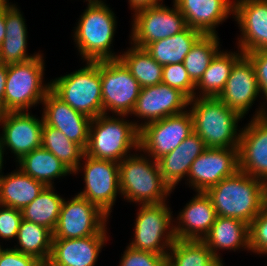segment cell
Instances as JSON below:
<instances>
[{"label":"cell","mask_w":267,"mask_h":266,"mask_svg":"<svg viewBox=\"0 0 267 266\" xmlns=\"http://www.w3.org/2000/svg\"><path fill=\"white\" fill-rule=\"evenodd\" d=\"M213 257L202 240L176 239L167 254L171 266H204Z\"/></svg>","instance_id":"obj_36"},{"label":"cell","mask_w":267,"mask_h":266,"mask_svg":"<svg viewBox=\"0 0 267 266\" xmlns=\"http://www.w3.org/2000/svg\"><path fill=\"white\" fill-rule=\"evenodd\" d=\"M134 222L131 248L167 255L175 242L174 218L166 201L158 204H139Z\"/></svg>","instance_id":"obj_8"},{"label":"cell","mask_w":267,"mask_h":266,"mask_svg":"<svg viewBox=\"0 0 267 266\" xmlns=\"http://www.w3.org/2000/svg\"><path fill=\"white\" fill-rule=\"evenodd\" d=\"M126 117L128 115L101 114L93 118L85 154L119 163L131 155L132 149L139 151L140 123L129 122Z\"/></svg>","instance_id":"obj_4"},{"label":"cell","mask_w":267,"mask_h":266,"mask_svg":"<svg viewBox=\"0 0 267 266\" xmlns=\"http://www.w3.org/2000/svg\"><path fill=\"white\" fill-rule=\"evenodd\" d=\"M237 49L238 52L220 50L215 55L202 78L195 85V98L198 96L214 98L222 93L233 65L244 54L239 48Z\"/></svg>","instance_id":"obj_30"},{"label":"cell","mask_w":267,"mask_h":266,"mask_svg":"<svg viewBox=\"0 0 267 266\" xmlns=\"http://www.w3.org/2000/svg\"><path fill=\"white\" fill-rule=\"evenodd\" d=\"M107 236L105 227L100 233L84 238L53 239L49 261L54 266H95Z\"/></svg>","instance_id":"obj_21"},{"label":"cell","mask_w":267,"mask_h":266,"mask_svg":"<svg viewBox=\"0 0 267 266\" xmlns=\"http://www.w3.org/2000/svg\"><path fill=\"white\" fill-rule=\"evenodd\" d=\"M139 151L119 162L121 197L138 205L167 201L173 190L163 180L157 161Z\"/></svg>","instance_id":"obj_5"},{"label":"cell","mask_w":267,"mask_h":266,"mask_svg":"<svg viewBox=\"0 0 267 266\" xmlns=\"http://www.w3.org/2000/svg\"><path fill=\"white\" fill-rule=\"evenodd\" d=\"M35 266H54L49 260H39Z\"/></svg>","instance_id":"obj_49"},{"label":"cell","mask_w":267,"mask_h":266,"mask_svg":"<svg viewBox=\"0 0 267 266\" xmlns=\"http://www.w3.org/2000/svg\"><path fill=\"white\" fill-rule=\"evenodd\" d=\"M45 185L16 169L0 178V205L22 210L44 189Z\"/></svg>","instance_id":"obj_27"},{"label":"cell","mask_w":267,"mask_h":266,"mask_svg":"<svg viewBox=\"0 0 267 266\" xmlns=\"http://www.w3.org/2000/svg\"><path fill=\"white\" fill-rule=\"evenodd\" d=\"M5 34H6L5 9H0V45L5 38Z\"/></svg>","instance_id":"obj_45"},{"label":"cell","mask_w":267,"mask_h":266,"mask_svg":"<svg viewBox=\"0 0 267 266\" xmlns=\"http://www.w3.org/2000/svg\"><path fill=\"white\" fill-rule=\"evenodd\" d=\"M193 132V119L187 110L143 125L140 128L139 149L157 161Z\"/></svg>","instance_id":"obj_11"},{"label":"cell","mask_w":267,"mask_h":266,"mask_svg":"<svg viewBox=\"0 0 267 266\" xmlns=\"http://www.w3.org/2000/svg\"><path fill=\"white\" fill-rule=\"evenodd\" d=\"M17 5L5 9L6 34L0 45V63L14 64L25 62L40 55L27 53V25Z\"/></svg>","instance_id":"obj_26"},{"label":"cell","mask_w":267,"mask_h":266,"mask_svg":"<svg viewBox=\"0 0 267 266\" xmlns=\"http://www.w3.org/2000/svg\"><path fill=\"white\" fill-rule=\"evenodd\" d=\"M17 244L12 247L21 253L49 260L52 250L53 232L45 226L22 220L17 235Z\"/></svg>","instance_id":"obj_33"},{"label":"cell","mask_w":267,"mask_h":266,"mask_svg":"<svg viewBox=\"0 0 267 266\" xmlns=\"http://www.w3.org/2000/svg\"><path fill=\"white\" fill-rule=\"evenodd\" d=\"M43 117L37 118L28 111L5 112L2 122L3 144L19 161L24 155L42 145Z\"/></svg>","instance_id":"obj_16"},{"label":"cell","mask_w":267,"mask_h":266,"mask_svg":"<svg viewBox=\"0 0 267 266\" xmlns=\"http://www.w3.org/2000/svg\"><path fill=\"white\" fill-rule=\"evenodd\" d=\"M81 161L84 163H80L73 174L83 171L85 186L77 195L95 204L110 216L118 194L121 195L119 163L92 158L86 154Z\"/></svg>","instance_id":"obj_9"},{"label":"cell","mask_w":267,"mask_h":266,"mask_svg":"<svg viewBox=\"0 0 267 266\" xmlns=\"http://www.w3.org/2000/svg\"><path fill=\"white\" fill-rule=\"evenodd\" d=\"M245 55L251 60L254 66L260 94L265 101L261 103V107H258L253 118L263 117L267 115V49L252 51Z\"/></svg>","instance_id":"obj_38"},{"label":"cell","mask_w":267,"mask_h":266,"mask_svg":"<svg viewBox=\"0 0 267 266\" xmlns=\"http://www.w3.org/2000/svg\"><path fill=\"white\" fill-rule=\"evenodd\" d=\"M4 114H5V110L3 109L2 104L0 103V123L3 120Z\"/></svg>","instance_id":"obj_50"},{"label":"cell","mask_w":267,"mask_h":266,"mask_svg":"<svg viewBox=\"0 0 267 266\" xmlns=\"http://www.w3.org/2000/svg\"><path fill=\"white\" fill-rule=\"evenodd\" d=\"M206 148L199 135L193 132L173 151L157 160L161 176L172 190L182 179H186L191 164Z\"/></svg>","instance_id":"obj_24"},{"label":"cell","mask_w":267,"mask_h":266,"mask_svg":"<svg viewBox=\"0 0 267 266\" xmlns=\"http://www.w3.org/2000/svg\"><path fill=\"white\" fill-rule=\"evenodd\" d=\"M250 251L267 255V204L249 225Z\"/></svg>","instance_id":"obj_39"},{"label":"cell","mask_w":267,"mask_h":266,"mask_svg":"<svg viewBox=\"0 0 267 266\" xmlns=\"http://www.w3.org/2000/svg\"><path fill=\"white\" fill-rule=\"evenodd\" d=\"M5 150V147H4V144H3V139H2V135L0 134V173L2 174V167H3V157H4V151Z\"/></svg>","instance_id":"obj_47"},{"label":"cell","mask_w":267,"mask_h":266,"mask_svg":"<svg viewBox=\"0 0 267 266\" xmlns=\"http://www.w3.org/2000/svg\"><path fill=\"white\" fill-rule=\"evenodd\" d=\"M39 260L11 248H0V266H35Z\"/></svg>","instance_id":"obj_42"},{"label":"cell","mask_w":267,"mask_h":266,"mask_svg":"<svg viewBox=\"0 0 267 266\" xmlns=\"http://www.w3.org/2000/svg\"><path fill=\"white\" fill-rule=\"evenodd\" d=\"M233 18L241 32L237 47L244 54L267 49V0H234Z\"/></svg>","instance_id":"obj_17"},{"label":"cell","mask_w":267,"mask_h":266,"mask_svg":"<svg viewBox=\"0 0 267 266\" xmlns=\"http://www.w3.org/2000/svg\"><path fill=\"white\" fill-rule=\"evenodd\" d=\"M100 75L103 114L129 116L142 88L138 81L120 59L101 60Z\"/></svg>","instance_id":"obj_10"},{"label":"cell","mask_w":267,"mask_h":266,"mask_svg":"<svg viewBox=\"0 0 267 266\" xmlns=\"http://www.w3.org/2000/svg\"><path fill=\"white\" fill-rule=\"evenodd\" d=\"M8 65L0 63V103L3 107Z\"/></svg>","instance_id":"obj_44"},{"label":"cell","mask_w":267,"mask_h":266,"mask_svg":"<svg viewBox=\"0 0 267 266\" xmlns=\"http://www.w3.org/2000/svg\"><path fill=\"white\" fill-rule=\"evenodd\" d=\"M251 118L241 130L239 170L267 184V115Z\"/></svg>","instance_id":"obj_19"},{"label":"cell","mask_w":267,"mask_h":266,"mask_svg":"<svg viewBox=\"0 0 267 266\" xmlns=\"http://www.w3.org/2000/svg\"><path fill=\"white\" fill-rule=\"evenodd\" d=\"M119 266H161L167 255H160L149 251H142L126 247Z\"/></svg>","instance_id":"obj_40"},{"label":"cell","mask_w":267,"mask_h":266,"mask_svg":"<svg viewBox=\"0 0 267 266\" xmlns=\"http://www.w3.org/2000/svg\"><path fill=\"white\" fill-rule=\"evenodd\" d=\"M16 5L15 3L12 4V2L10 3L9 0H0V9H7L9 7H12Z\"/></svg>","instance_id":"obj_48"},{"label":"cell","mask_w":267,"mask_h":266,"mask_svg":"<svg viewBox=\"0 0 267 266\" xmlns=\"http://www.w3.org/2000/svg\"><path fill=\"white\" fill-rule=\"evenodd\" d=\"M119 59L142 88L162 83L163 66L158 64L145 49L131 46Z\"/></svg>","instance_id":"obj_32"},{"label":"cell","mask_w":267,"mask_h":266,"mask_svg":"<svg viewBox=\"0 0 267 266\" xmlns=\"http://www.w3.org/2000/svg\"><path fill=\"white\" fill-rule=\"evenodd\" d=\"M218 35H202L184 58V67L196 85L212 59L221 49Z\"/></svg>","instance_id":"obj_35"},{"label":"cell","mask_w":267,"mask_h":266,"mask_svg":"<svg viewBox=\"0 0 267 266\" xmlns=\"http://www.w3.org/2000/svg\"><path fill=\"white\" fill-rule=\"evenodd\" d=\"M190 99L180 90L163 83L141 88L131 112L142 121L140 128L150 122L187 111Z\"/></svg>","instance_id":"obj_15"},{"label":"cell","mask_w":267,"mask_h":266,"mask_svg":"<svg viewBox=\"0 0 267 266\" xmlns=\"http://www.w3.org/2000/svg\"><path fill=\"white\" fill-rule=\"evenodd\" d=\"M212 252L213 257L220 258V250L243 249L250 251L249 224L230 217L217 216L208 234L202 239Z\"/></svg>","instance_id":"obj_25"},{"label":"cell","mask_w":267,"mask_h":266,"mask_svg":"<svg viewBox=\"0 0 267 266\" xmlns=\"http://www.w3.org/2000/svg\"><path fill=\"white\" fill-rule=\"evenodd\" d=\"M128 2L130 9H133L134 13L141 9L155 7L164 3L163 0H128Z\"/></svg>","instance_id":"obj_43"},{"label":"cell","mask_w":267,"mask_h":266,"mask_svg":"<svg viewBox=\"0 0 267 266\" xmlns=\"http://www.w3.org/2000/svg\"><path fill=\"white\" fill-rule=\"evenodd\" d=\"M239 170V148L207 147L191 164L185 183L195 192H205Z\"/></svg>","instance_id":"obj_14"},{"label":"cell","mask_w":267,"mask_h":266,"mask_svg":"<svg viewBox=\"0 0 267 266\" xmlns=\"http://www.w3.org/2000/svg\"><path fill=\"white\" fill-rule=\"evenodd\" d=\"M204 266H224V263L221 257H212Z\"/></svg>","instance_id":"obj_46"},{"label":"cell","mask_w":267,"mask_h":266,"mask_svg":"<svg viewBox=\"0 0 267 266\" xmlns=\"http://www.w3.org/2000/svg\"><path fill=\"white\" fill-rule=\"evenodd\" d=\"M161 266H171L170 263L166 260Z\"/></svg>","instance_id":"obj_51"},{"label":"cell","mask_w":267,"mask_h":266,"mask_svg":"<svg viewBox=\"0 0 267 266\" xmlns=\"http://www.w3.org/2000/svg\"><path fill=\"white\" fill-rule=\"evenodd\" d=\"M205 193L211 199L217 216L236 218L249 225L267 204V184L241 170L208 188Z\"/></svg>","instance_id":"obj_1"},{"label":"cell","mask_w":267,"mask_h":266,"mask_svg":"<svg viewBox=\"0 0 267 266\" xmlns=\"http://www.w3.org/2000/svg\"><path fill=\"white\" fill-rule=\"evenodd\" d=\"M164 5L141 9L133 13L131 45L145 48L148 44L183 31L186 21L177 6Z\"/></svg>","instance_id":"obj_12"},{"label":"cell","mask_w":267,"mask_h":266,"mask_svg":"<svg viewBox=\"0 0 267 266\" xmlns=\"http://www.w3.org/2000/svg\"><path fill=\"white\" fill-rule=\"evenodd\" d=\"M22 220L21 210L0 205V238L16 239Z\"/></svg>","instance_id":"obj_41"},{"label":"cell","mask_w":267,"mask_h":266,"mask_svg":"<svg viewBox=\"0 0 267 266\" xmlns=\"http://www.w3.org/2000/svg\"><path fill=\"white\" fill-rule=\"evenodd\" d=\"M54 191V186H45L39 195L21 210L23 220L45 226L53 232L64 200Z\"/></svg>","instance_id":"obj_31"},{"label":"cell","mask_w":267,"mask_h":266,"mask_svg":"<svg viewBox=\"0 0 267 266\" xmlns=\"http://www.w3.org/2000/svg\"><path fill=\"white\" fill-rule=\"evenodd\" d=\"M50 80V90L71 108L93 119L103 114L100 61Z\"/></svg>","instance_id":"obj_6"},{"label":"cell","mask_w":267,"mask_h":266,"mask_svg":"<svg viewBox=\"0 0 267 266\" xmlns=\"http://www.w3.org/2000/svg\"><path fill=\"white\" fill-rule=\"evenodd\" d=\"M203 34L187 26L173 36L154 41L144 49L160 65L183 63L191 47Z\"/></svg>","instance_id":"obj_28"},{"label":"cell","mask_w":267,"mask_h":266,"mask_svg":"<svg viewBox=\"0 0 267 266\" xmlns=\"http://www.w3.org/2000/svg\"><path fill=\"white\" fill-rule=\"evenodd\" d=\"M43 54L25 62L8 64L3 109L5 112L29 111L42 103L51 84L44 83Z\"/></svg>","instance_id":"obj_7"},{"label":"cell","mask_w":267,"mask_h":266,"mask_svg":"<svg viewBox=\"0 0 267 266\" xmlns=\"http://www.w3.org/2000/svg\"><path fill=\"white\" fill-rule=\"evenodd\" d=\"M193 131L199 135L206 147L239 148L241 130L238 122L243 117L228 108L218 97L190 99Z\"/></svg>","instance_id":"obj_2"},{"label":"cell","mask_w":267,"mask_h":266,"mask_svg":"<svg viewBox=\"0 0 267 266\" xmlns=\"http://www.w3.org/2000/svg\"><path fill=\"white\" fill-rule=\"evenodd\" d=\"M162 83L183 92L189 99L195 97V84L191 81L183 63L163 66Z\"/></svg>","instance_id":"obj_37"},{"label":"cell","mask_w":267,"mask_h":266,"mask_svg":"<svg viewBox=\"0 0 267 266\" xmlns=\"http://www.w3.org/2000/svg\"><path fill=\"white\" fill-rule=\"evenodd\" d=\"M109 216L98 206L77 194L63 200L53 239H77L100 233Z\"/></svg>","instance_id":"obj_13"},{"label":"cell","mask_w":267,"mask_h":266,"mask_svg":"<svg viewBox=\"0 0 267 266\" xmlns=\"http://www.w3.org/2000/svg\"><path fill=\"white\" fill-rule=\"evenodd\" d=\"M103 0L88 1L74 30L75 47L84 61L119 59L112 51L117 19Z\"/></svg>","instance_id":"obj_3"},{"label":"cell","mask_w":267,"mask_h":266,"mask_svg":"<svg viewBox=\"0 0 267 266\" xmlns=\"http://www.w3.org/2000/svg\"><path fill=\"white\" fill-rule=\"evenodd\" d=\"M258 97H261V94L254 66L243 54L233 65L225 88L218 98L245 118Z\"/></svg>","instance_id":"obj_18"},{"label":"cell","mask_w":267,"mask_h":266,"mask_svg":"<svg viewBox=\"0 0 267 266\" xmlns=\"http://www.w3.org/2000/svg\"><path fill=\"white\" fill-rule=\"evenodd\" d=\"M42 105L44 123L60 130L70 141L86 149L92 119L71 108L51 90L46 94Z\"/></svg>","instance_id":"obj_20"},{"label":"cell","mask_w":267,"mask_h":266,"mask_svg":"<svg viewBox=\"0 0 267 266\" xmlns=\"http://www.w3.org/2000/svg\"><path fill=\"white\" fill-rule=\"evenodd\" d=\"M216 217L217 214L211 199L205 192H196V195L186 203V206L174 219L175 238L202 240L210 231Z\"/></svg>","instance_id":"obj_23"},{"label":"cell","mask_w":267,"mask_h":266,"mask_svg":"<svg viewBox=\"0 0 267 266\" xmlns=\"http://www.w3.org/2000/svg\"><path fill=\"white\" fill-rule=\"evenodd\" d=\"M187 26L203 35H218L215 30L234 13L233 0H173Z\"/></svg>","instance_id":"obj_22"},{"label":"cell","mask_w":267,"mask_h":266,"mask_svg":"<svg viewBox=\"0 0 267 266\" xmlns=\"http://www.w3.org/2000/svg\"><path fill=\"white\" fill-rule=\"evenodd\" d=\"M19 169L45 186H54L56 178L73 174L58 158L42 146L17 161Z\"/></svg>","instance_id":"obj_29"},{"label":"cell","mask_w":267,"mask_h":266,"mask_svg":"<svg viewBox=\"0 0 267 266\" xmlns=\"http://www.w3.org/2000/svg\"><path fill=\"white\" fill-rule=\"evenodd\" d=\"M44 149L50 151L72 172L79 166L85 149L70 141L60 130L43 124L42 127V145Z\"/></svg>","instance_id":"obj_34"}]
</instances>
